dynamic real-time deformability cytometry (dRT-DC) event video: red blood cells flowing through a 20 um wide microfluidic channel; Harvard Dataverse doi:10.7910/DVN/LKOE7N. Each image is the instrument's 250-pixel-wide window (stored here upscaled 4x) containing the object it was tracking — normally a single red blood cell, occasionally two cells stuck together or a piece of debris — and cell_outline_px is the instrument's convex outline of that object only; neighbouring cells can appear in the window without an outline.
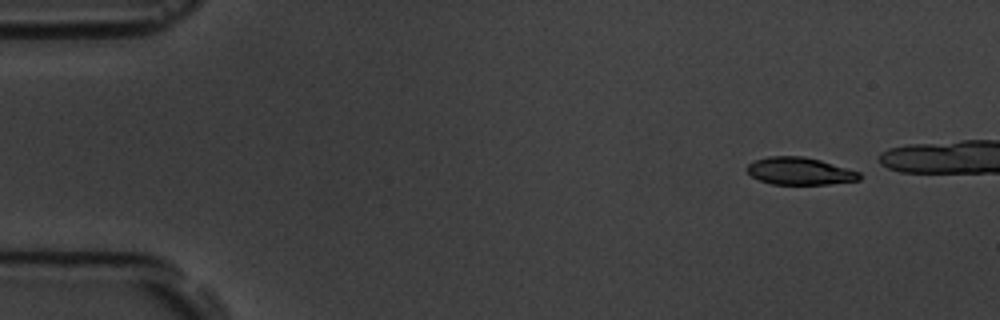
{"species": "common noctule bat (a hibernating species)", "species_latin": "Nyctalus noctula", "temperature_condition": "room temperature", "stored_images_in_passage": 5, "camera_frame_rate_fps": 3000, "um_per_image_px": 0.085, "animal": {"sex": "male", "body_mass_g": 19.5, "forearm_length_mm": 54.6}, "frame": {"image": 1, "passage_image": 1, "time_ms": 0.0, "image_size_px": [1000, 320], "cell_outline_px": [[860, 180], [828, 184], [772, 184], [760, 180], [752, 176], [744, 168], [748, 164], [756, 160], [768, 156], [804, 156], [820, 160], [860, 172]], "centroid_in_image_um": [67.96, 14.54], "position_along_channel_um": 17.0, "area_um2": 17.86}}